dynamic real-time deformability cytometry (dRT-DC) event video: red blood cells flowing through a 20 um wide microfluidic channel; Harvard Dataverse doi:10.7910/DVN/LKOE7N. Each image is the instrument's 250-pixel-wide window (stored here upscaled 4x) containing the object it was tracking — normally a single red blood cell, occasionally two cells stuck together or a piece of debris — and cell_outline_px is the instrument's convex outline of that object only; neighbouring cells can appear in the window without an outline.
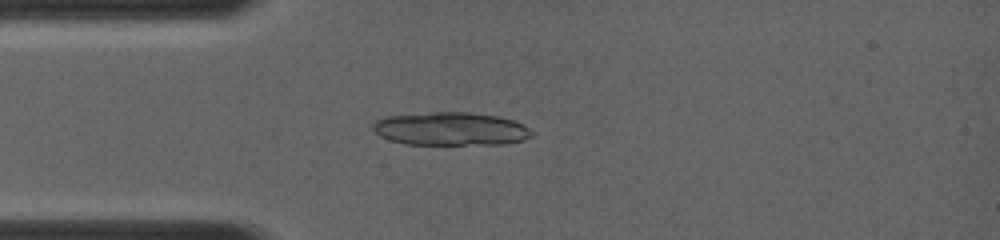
{"species": "common noctule bat (a hibernating species)", "species_latin": "Nyctalus noctula", "temperature_condition": "room temperature", "stored_images_in_passage": 9, "camera_frame_rate_fps": 4000, "um_per_image_px": 0.085, "animal": {"sex": "female", "body_mass_g": 19.0, "forearm_length_mm": 56.7}, "frame": {"image": 1, "passage_image": 9, "time_ms": 3.0, "image_size_px": [1000, 240], "cell_outline_px": [[536, 132], [532, 136], [524, 140], [504, 144], [404, 144], [380, 136], [372, 128], [372, 124], [376, 120], [388, 116], [432, 112], [468, 112], [496, 116], [512, 120]], "centroid_in_image_um": [38.32, 10.95], "position_along_channel_um": 46.7, "area_um2": 30.63}}